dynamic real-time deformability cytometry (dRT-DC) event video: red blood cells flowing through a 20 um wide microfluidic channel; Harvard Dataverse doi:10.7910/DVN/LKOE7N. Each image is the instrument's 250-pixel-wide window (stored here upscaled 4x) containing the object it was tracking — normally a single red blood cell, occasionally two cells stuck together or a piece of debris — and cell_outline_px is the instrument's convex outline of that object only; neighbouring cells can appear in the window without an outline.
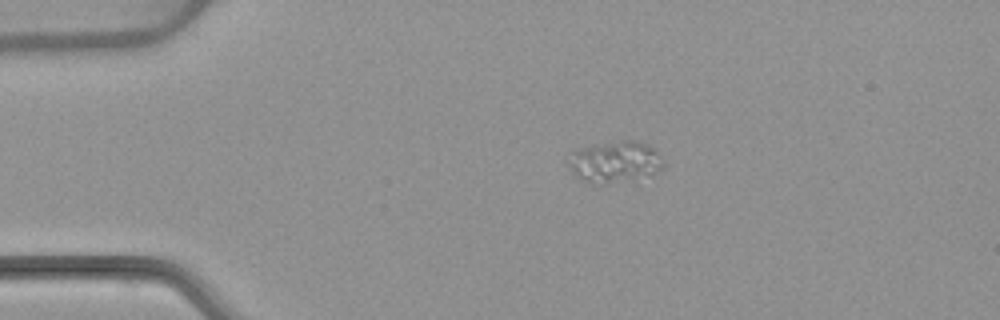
{"species": "common noctule bat (a hibernating species)", "species_latin": "Nyctalus noctula", "temperature_condition": "warm", "stored_images_in_passage": 5, "camera_frame_rate_fps": 3000, "um_per_image_px": 0.085, "animal": {"sex": "female", "body_mass_g": 22.7, "forearm_length_mm": 54.2}, "frame": {"image": 1, "passage_image": 2, "time_ms": 1.333, "image_size_px": [1000, 320], "cell_outline_px": [[664, 168], [652, 176], [632, 180], [604, 184], [588, 184], [580, 180], [572, 172], [568, 164], [572, 152], [588, 148], [624, 140], [632, 140], [648, 144], [656, 152], [664, 164]], "centroid_in_image_um": [52.31, 13.82], "position_along_channel_um": 32.7, "area_um2": 22.72}}
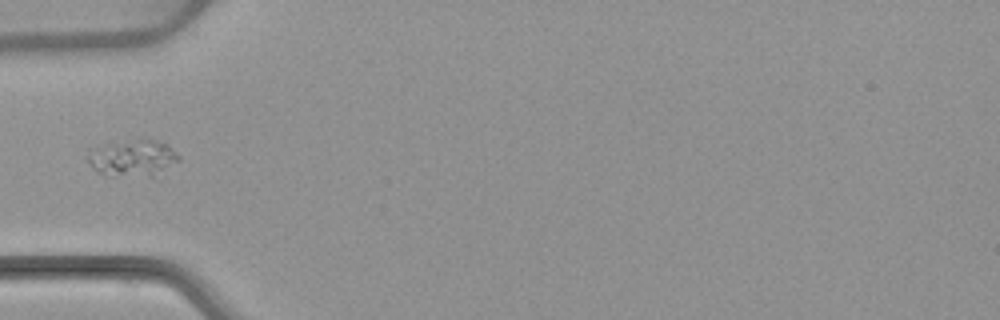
{"frame": {"image": 2, "passage_image": 4, "time_ms": 3.667, "image_size_px": [1000, 320], "cell_outline_px": [[180, 160], [152, 176], [108, 176], [96, 172], [92, 168], [88, 160], [88, 156], [92, 148], [104, 144], [136, 136], [152, 140], [164, 144], [176, 152], [180, 156]], "centroid_in_image_um": [11.23, 13.4], "position_along_channel_um": 73.8, "area_um2": 19.71}}
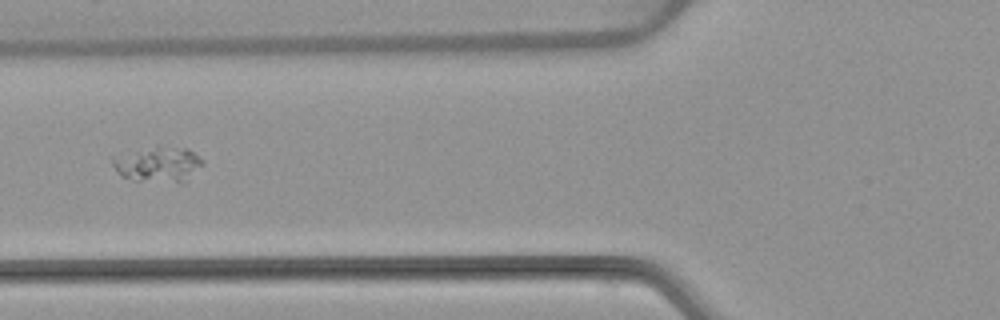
{"frame": {"image": 3, "passage_image": 5, "time_ms": 4.667, "image_size_px": [1000, 320], "cell_outline_px": [[204, 164], [184, 184], [180, 184], [132, 180], [120, 176], [112, 164], [112, 156], [160, 148], [188, 148], [204, 160]], "centroid_in_image_um": [13.5, 14.05], "position_along_channel_um": 112.3, "area_um2": 18.38}}